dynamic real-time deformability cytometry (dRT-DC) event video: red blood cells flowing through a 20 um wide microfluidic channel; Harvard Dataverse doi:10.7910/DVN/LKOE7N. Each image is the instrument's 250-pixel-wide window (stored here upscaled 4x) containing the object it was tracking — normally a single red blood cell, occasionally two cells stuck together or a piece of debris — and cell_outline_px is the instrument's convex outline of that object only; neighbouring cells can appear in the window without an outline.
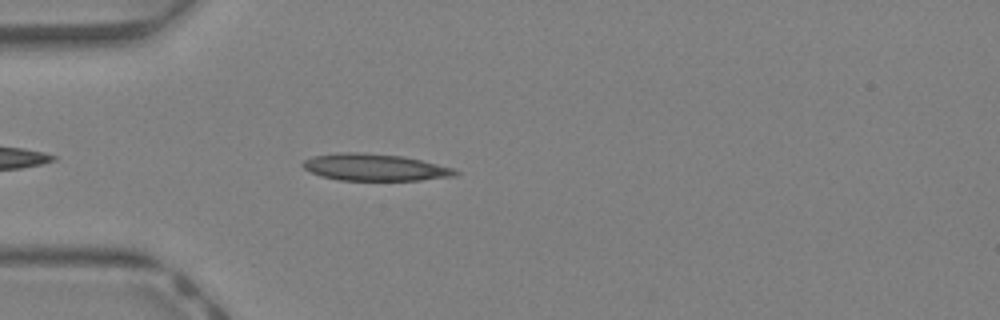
{"species": "Egyptian fruit bat (a non-hibernating species)", "species_latin": "Rousettus aegyptiacus", "temperature_condition": "warm", "stored_images_in_passage": 33, "camera_frame_rate_fps": 3000, "um_per_image_px": 0.085, "animal": {"sex": "female"}, "frame": {"image": 1, "passage_image": 3, "time_ms": 0.667, "image_size_px": [1000, 320], "cell_outline_px": [[460, 172], [456, 176], [420, 180], [336, 180], [320, 176], [304, 168], [300, 164], [304, 160], [312, 156], [336, 152], [364, 152], [404, 156], [452, 168]], "centroid_in_image_um": [31.81, 14.21], "position_along_channel_um": 53.2, "area_um2": 24.04}}
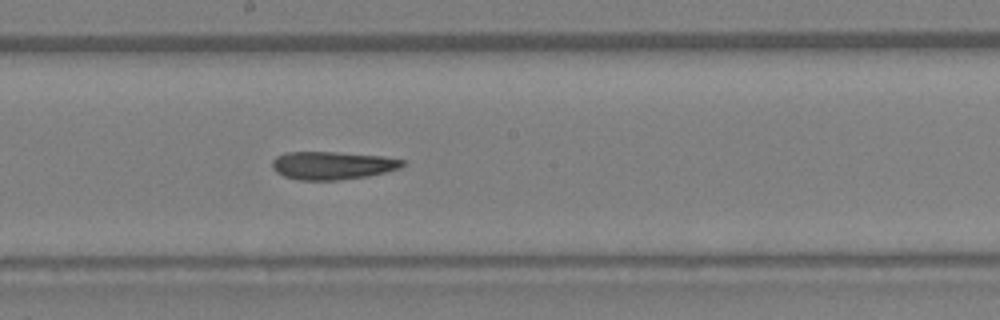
{"frame": {"image": 2, "passage_image": 14, "time_ms": 4.333, "image_size_px": [1000, 320], "cell_outline_px": [[408, 164], [400, 168], [368, 176], [336, 180], [300, 180], [284, 176], [276, 172], [272, 168], [272, 160], [276, 156], [284, 152], [336, 152], [384, 156], [404, 160]], "centroid_in_image_um": [28.26, 14.05], "position_along_channel_um": 219.9, "area_um2": 21.39}}
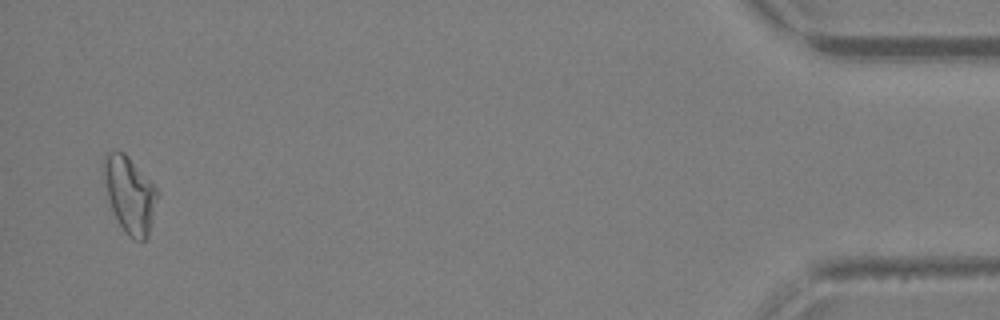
{"frame": {"image": 3, "passage_image": 32, "time_ms": 10.333, "image_size_px": [1000, 320], "cell_outline_px": [[160, 192], [148, 236], [144, 240], [132, 240], [120, 224], [112, 208], [108, 196], [104, 172], [104, 160], [108, 152], [124, 152], [156, 184]], "centroid_in_image_um": [11.1, 16.54], "position_along_channel_um": 424.1, "area_um2": 23.64}}